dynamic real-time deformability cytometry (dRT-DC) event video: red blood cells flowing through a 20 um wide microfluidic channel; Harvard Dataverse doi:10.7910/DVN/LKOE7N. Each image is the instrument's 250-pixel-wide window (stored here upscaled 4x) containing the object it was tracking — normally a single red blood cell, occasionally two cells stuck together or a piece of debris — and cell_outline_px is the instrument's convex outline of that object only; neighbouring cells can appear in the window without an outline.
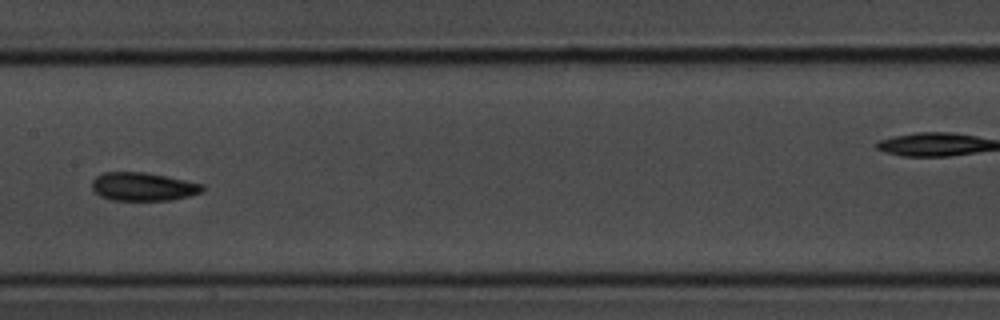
{"species": "common noctule bat (a hibernating species)", "species_latin": "Nyctalus noctula", "temperature_condition": "room temperature", "stored_images_in_passage": 19, "camera_frame_rate_fps": 3000, "um_per_image_px": 0.085, "animal": {"sex": "male", "body_mass_g": 20.1, "forearm_length_mm": 53.5}, "frame": {"image": 1, "passage_image": 11, "time_ms": 3.333, "image_size_px": [1000, 320], "cell_outline_px": [[204, 192], [172, 200], [112, 200], [100, 196], [92, 188], [92, 180], [96, 176], [104, 172], [144, 172], [204, 184]], "centroid_in_image_um": [12.17, 15.87], "position_along_channel_um": 195.2, "area_um2": 18.21}}